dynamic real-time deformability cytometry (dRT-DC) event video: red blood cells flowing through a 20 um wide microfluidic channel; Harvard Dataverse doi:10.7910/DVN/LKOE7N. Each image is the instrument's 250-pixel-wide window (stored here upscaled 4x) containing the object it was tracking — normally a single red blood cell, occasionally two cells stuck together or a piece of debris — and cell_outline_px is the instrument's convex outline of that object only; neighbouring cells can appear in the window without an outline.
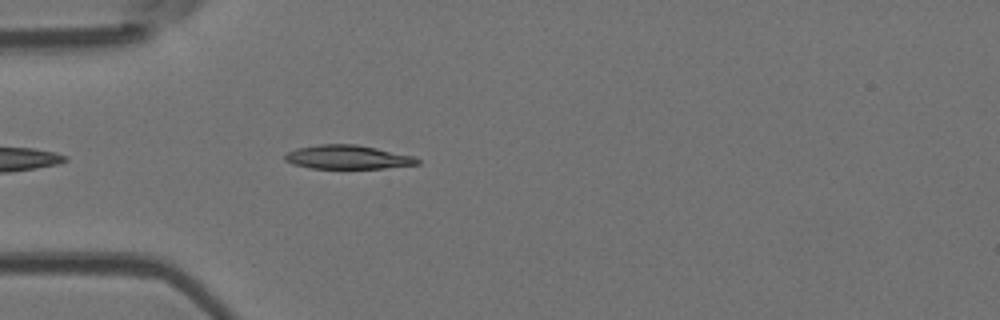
{"species": "Egyptian fruit bat (a non-hibernating species)", "species_latin": "Rousettus aegyptiacus", "temperature_condition": "room temperature", "stored_images_in_passage": 4, "segment_of_instrument_passage": [2, 2], "camera_frame_rate_fps": 3000, "um_per_image_px": 0.085, "animal": {"sex": "female"}, "frame": {"image": 1, "passage_image": 4, "time_ms": 4.333, "image_size_px": [1000, 320], "cell_outline_px": [[420, 164], [384, 168], [308, 168], [292, 164], [284, 160], [284, 156], [288, 152], [296, 148], [320, 144], [356, 144], [376, 148], [412, 156], [420, 160]], "centroid_in_image_um": [29.51, 13.36], "position_along_channel_um": 55.5, "area_um2": 18.32}}